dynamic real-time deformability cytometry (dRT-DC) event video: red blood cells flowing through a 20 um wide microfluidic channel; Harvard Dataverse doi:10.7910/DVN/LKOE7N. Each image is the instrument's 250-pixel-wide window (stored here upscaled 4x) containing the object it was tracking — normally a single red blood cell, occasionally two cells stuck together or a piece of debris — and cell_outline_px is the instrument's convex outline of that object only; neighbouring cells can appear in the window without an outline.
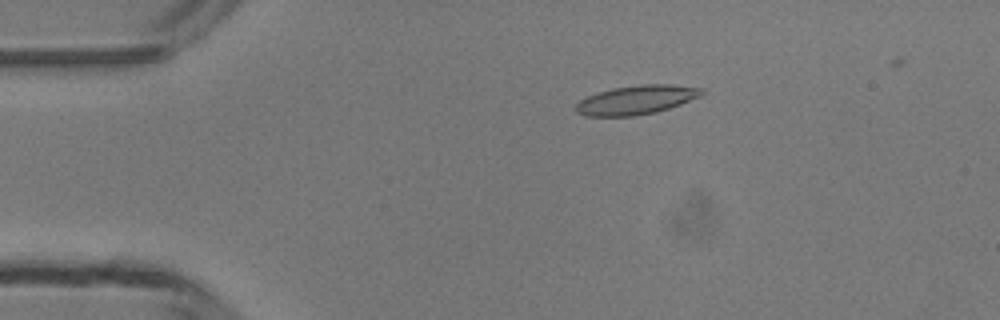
{"species": "common noctule bat (a hibernating species)", "species_latin": "Nyctalus noctula", "temperature_condition": "room temperature", "stored_images_in_passage": 19, "camera_frame_rate_fps": 3000, "um_per_image_px": 0.085, "animal": {"sex": "male", "body_mass_g": 13.3}, "frame": {"image": 1, "passage_image": 1, "time_ms": 0.0, "image_size_px": [1000, 320], "cell_outline_px": [[704, 92], [700, 96], [680, 104], [656, 112], [636, 116], [584, 116], [576, 112], [576, 104], [580, 100], [596, 92], [612, 88], [640, 84], [672, 84], [704, 88]], "centroid_in_image_um": [54.08, 8.48], "position_along_channel_um": 30.9, "area_um2": 21.39}}
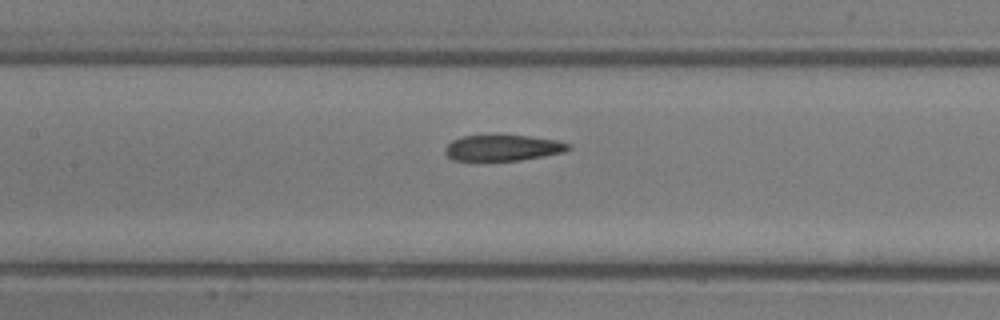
{"frame": {"image": 2, "passage_image": 14, "time_ms": 4.333, "image_size_px": [1000, 320], "cell_outline_px": [[572, 148], [564, 152], [544, 156], [520, 160], [452, 160], [444, 152], [444, 148], [452, 140], [460, 136], [528, 136], [556, 140], [572, 144]], "centroid_in_image_um": [42.76, 12.57], "position_along_channel_um": 164.6, "area_um2": 18.5}}
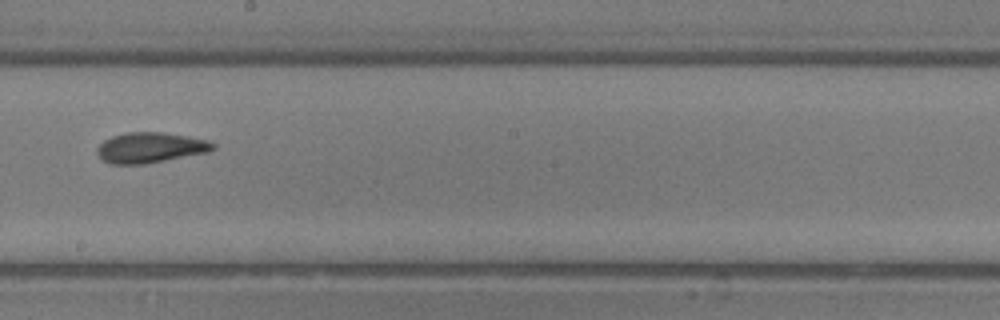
{"frame": {"image": 3, "passage_image": 19, "time_ms": 6.0, "image_size_px": [1000, 320], "cell_outline_px": [[216, 148], [208, 152], [144, 164], [108, 164], [100, 160], [96, 152], [96, 148], [104, 140], [112, 136], [128, 132], [160, 132], [188, 136], [208, 140], [216, 144]], "centroid_in_image_um": [12.75, 12.55], "position_along_channel_um": 235.5, "area_um2": 20.69}}